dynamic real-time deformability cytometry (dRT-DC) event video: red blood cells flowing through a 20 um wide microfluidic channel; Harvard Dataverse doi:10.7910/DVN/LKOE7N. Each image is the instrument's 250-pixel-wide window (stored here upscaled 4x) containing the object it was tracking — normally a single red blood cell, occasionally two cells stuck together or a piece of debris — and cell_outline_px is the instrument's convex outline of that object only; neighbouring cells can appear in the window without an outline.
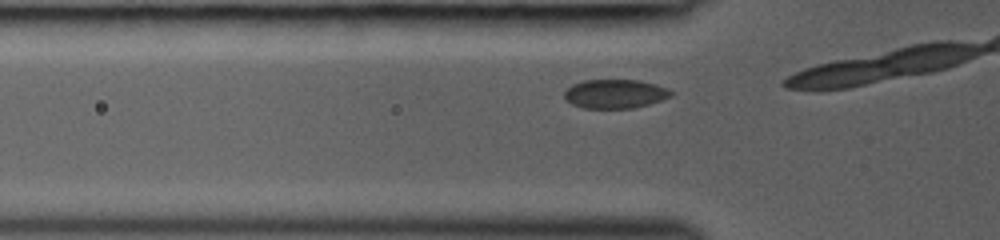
{"species": "common noctule bat (a hibernating species)", "species_latin": "Nyctalus noctula", "temperature_condition": "room temperature", "stored_images_in_passage": 4, "camera_frame_rate_fps": 3000, "um_per_image_px": 0.085, "animal": {"sex": "female", "body_mass_g": 19.0, "forearm_length_mm": 53.3}, "frame": {"image": 1, "passage_image": 2, "time_ms": 0.333, "image_size_px": [1000, 240], "cell_outline_px": [[676, 92], [672, 96], [648, 104], [632, 108], [580, 108], [564, 100], [564, 92], [572, 84], [584, 80], [640, 80], [656, 84]], "centroid_in_image_um": [52.27, 7.97], "position_along_channel_um": 73.5, "area_um2": 18.15}}